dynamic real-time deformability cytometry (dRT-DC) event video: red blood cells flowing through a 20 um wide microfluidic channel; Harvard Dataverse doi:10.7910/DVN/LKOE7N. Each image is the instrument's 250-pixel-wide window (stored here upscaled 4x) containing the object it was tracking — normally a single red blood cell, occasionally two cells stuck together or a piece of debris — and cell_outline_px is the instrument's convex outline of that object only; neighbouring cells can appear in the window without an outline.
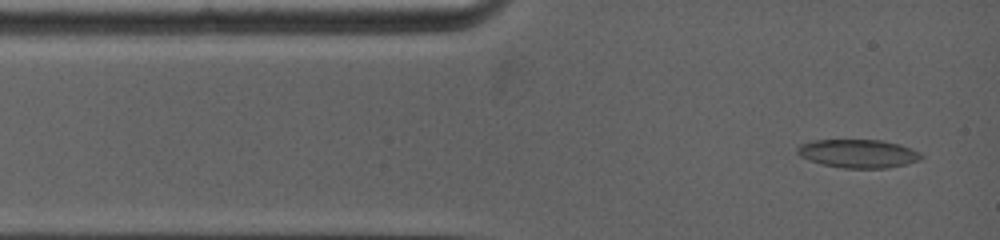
{"species": "common noctule bat (a hibernating species)", "species_latin": "Nyctalus noctula", "temperature_condition": "warm", "stored_images_in_passage": 98, "camera_frame_rate_fps": 5000, "um_per_image_px": 0.085, "animal": {"sex": "female", "body_mass_g": 19.0, "forearm_length_mm": 53.3}, "frame": {"image": 1, "passage_image": 3, "time_ms": 0.4, "image_size_px": [1000, 240], "cell_outline_px": [[924, 156], [920, 160], [904, 164], [884, 168], [844, 168], [824, 164], [800, 156], [796, 152], [796, 148], [800, 144], [812, 140], [880, 140], [900, 144], [912, 148], [920, 152]], "centroid_in_image_um": [72.96, 13.04], "position_along_channel_um": 12.0, "area_um2": 20.4}}
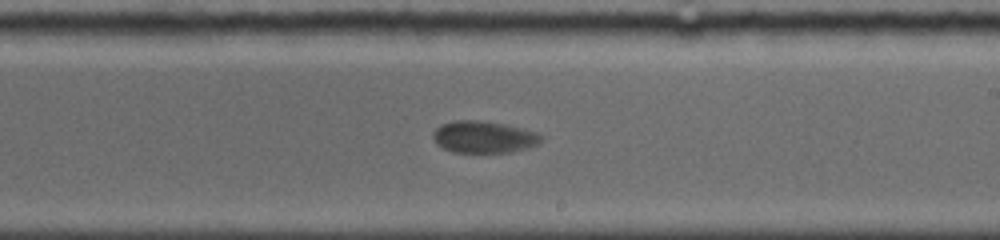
{"frame": {"image": 2, "passage_image": 43, "time_ms": 7.4, "image_size_px": [1000, 240], "cell_outline_px": [[544, 140], [536, 144], [512, 152], [452, 152], [436, 144], [432, 136], [432, 132], [440, 124], [452, 120], [480, 120], [504, 124], [536, 132], [544, 136]], "centroid_in_image_um": [41.08, 11.63], "position_along_channel_um": 247.9, "area_um2": 20.17}}
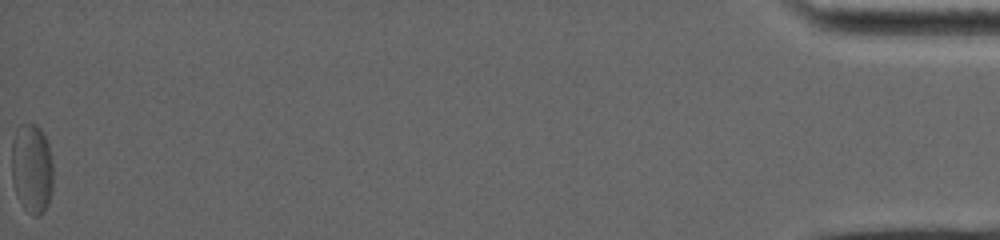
{"frame": {"image": 3, "passage_image": 98, "time_ms": 16.6, "image_size_px": [1000, 240], "cell_outline_px": [[52, 192], [48, 204], [44, 212], [40, 216], [32, 216], [24, 208], [16, 192], [12, 180], [12, 140], [16, 128], [20, 124], [36, 124], [44, 132], [52, 156]], "centroid_in_image_um": [2.72, 14.3], "position_along_channel_um": 432.5, "area_um2": 22.02}}